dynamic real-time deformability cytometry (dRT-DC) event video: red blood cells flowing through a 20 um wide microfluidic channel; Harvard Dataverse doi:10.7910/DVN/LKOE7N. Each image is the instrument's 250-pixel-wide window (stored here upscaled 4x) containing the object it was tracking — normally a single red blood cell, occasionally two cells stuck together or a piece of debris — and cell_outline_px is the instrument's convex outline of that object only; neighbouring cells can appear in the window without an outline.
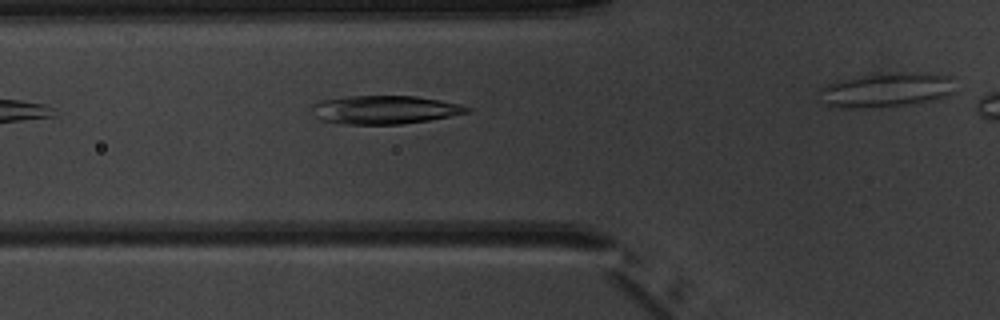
{"species": "common noctule bat (a hibernating species)", "species_latin": "Nyctalus noctula", "temperature_condition": "warm", "stored_images_in_passage": 4, "camera_frame_rate_fps": 3000, "um_per_image_px": 0.085, "animal": {"sex": "male", "body_mass_g": 20.1, "forearm_length_mm": 53.5}, "frame": {"image": 1, "passage_image": 3, "time_ms": 2.333, "image_size_px": [1000, 320], "cell_outline_px": [[472, 112], [428, 120], [400, 124], [344, 124], [320, 120], [316, 116], [312, 108], [312, 104], [324, 100], [348, 96], [416, 96], [440, 100], [460, 104], [472, 108]], "centroid_in_image_um": [32.74, 9.33], "position_along_channel_um": 93.1, "area_um2": 25.61}}